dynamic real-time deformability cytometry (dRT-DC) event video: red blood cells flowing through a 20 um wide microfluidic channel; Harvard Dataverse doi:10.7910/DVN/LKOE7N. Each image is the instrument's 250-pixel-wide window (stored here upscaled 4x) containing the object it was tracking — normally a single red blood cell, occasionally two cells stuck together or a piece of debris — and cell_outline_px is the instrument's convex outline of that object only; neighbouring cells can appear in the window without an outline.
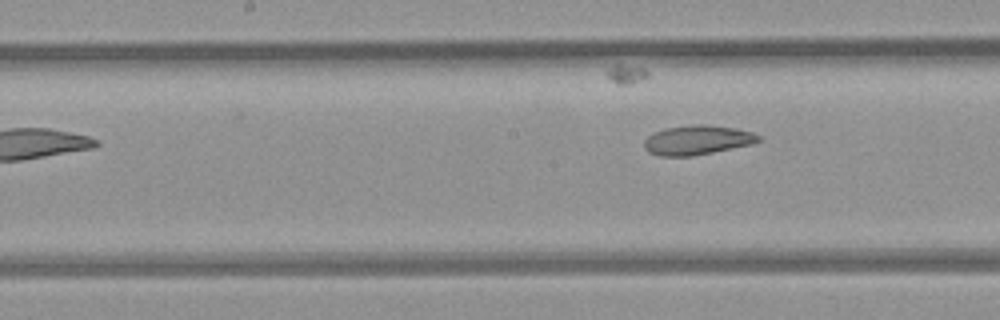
{"species": "common noctule bat (a hibernating species)", "species_latin": "Nyctalus noctula", "temperature_condition": "room temperature", "stored_images_in_passage": 7, "segment_of_instrument_passage": [2, 2], "camera_frame_rate_fps": 3000, "um_per_image_px": 0.085, "animal": {"sex": "female", "body_mass_g": 21.9}, "frame": {"image": 1, "passage_image": 7, "time_ms": 2.0, "image_size_px": [1000, 320], "cell_outline_px": [[760, 140], [752, 144], [692, 156], [660, 156], [648, 152], [644, 148], [644, 140], [652, 132], [664, 128], [692, 124], [708, 124], [736, 128], [752, 132], [760, 136]], "centroid_in_image_um": [59.23, 11.89], "position_along_channel_um": 189.0, "area_um2": 19.77}}